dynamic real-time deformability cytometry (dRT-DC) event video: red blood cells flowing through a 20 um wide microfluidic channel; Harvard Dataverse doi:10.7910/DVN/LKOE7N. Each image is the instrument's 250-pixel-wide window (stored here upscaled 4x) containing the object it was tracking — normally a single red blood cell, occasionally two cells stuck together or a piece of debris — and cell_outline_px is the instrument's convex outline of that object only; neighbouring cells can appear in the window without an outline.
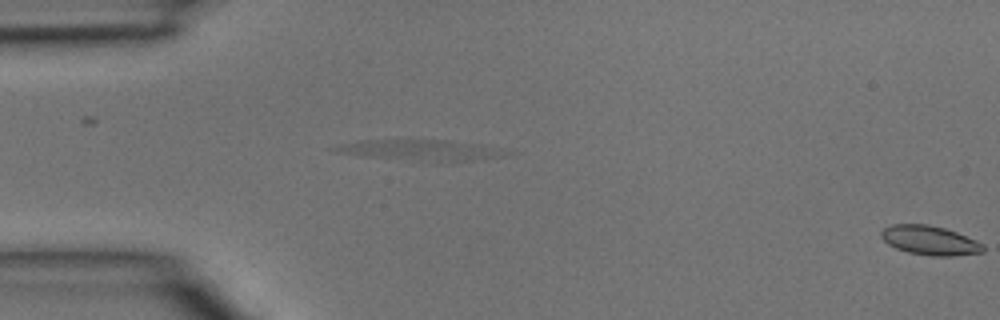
{"species": "common noctule bat (a hibernating species)", "species_latin": "Nyctalus noctula", "temperature_condition": "room temperature", "stored_images_in_passage": 2, "segment_of_instrument_passage": [2, 2], "camera_frame_rate_fps": 3000, "um_per_image_px": 0.085, "animal": {"sex": "male", "body_mass_g": 15.6}, "frame": {"image": 1, "passage_image": 2, "time_ms": 0.333, "image_size_px": [1000, 320], "cell_outline_px": [[984, 252], [952, 256], [932, 256], [908, 252], [896, 248], [888, 244], [880, 236], [880, 232], [884, 228], [892, 224], [928, 224], [944, 228], [956, 232], [976, 240], [984, 244]], "centroid_in_image_um": [79.03, 20.43], "position_along_channel_um": 6.0, "area_um2": 17.4}}